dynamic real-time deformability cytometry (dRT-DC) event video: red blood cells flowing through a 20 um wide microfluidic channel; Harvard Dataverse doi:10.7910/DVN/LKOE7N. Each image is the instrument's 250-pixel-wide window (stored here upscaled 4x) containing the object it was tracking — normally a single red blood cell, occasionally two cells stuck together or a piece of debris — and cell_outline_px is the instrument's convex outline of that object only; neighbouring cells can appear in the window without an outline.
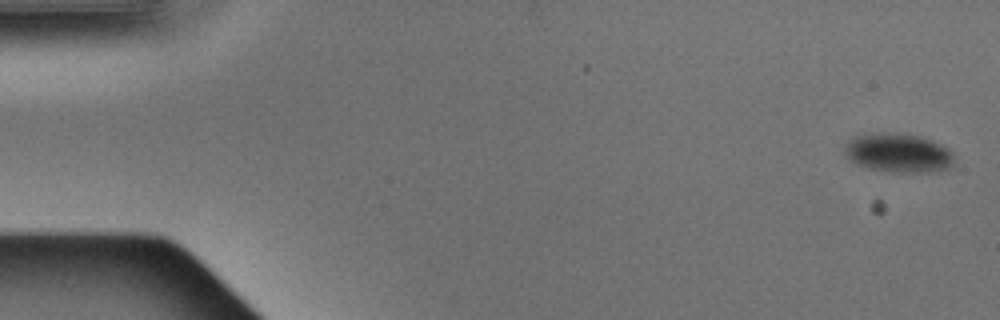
{"species": "Egyptian fruit bat (a non-hibernating species)", "species_latin": "Rousettus aegyptiacus", "temperature_condition": "warm", "stored_images_in_passage": 2, "camera_frame_rate_fps": 3000, "um_per_image_px": 0.085, "animal": {"sex": "male"}, "frame": {"image": 1, "passage_image": 2, "time_ms": 0.333, "image_size_px": [1000, 320], "cell_outline_px": [[956, 156], [952, 164], [948, 168], [928, 172], [892, 172], [872, 168], [856, 164], [844, 152], [844, 148], [848, 140], [852, 136], [868, 132], [880, 132], [920, 136], [932, 140], [948, 148]], "centroid_in_image_um": [76.35, 12.98], "position_along_channel_um": 8.6, "area_um2": 24.97}}